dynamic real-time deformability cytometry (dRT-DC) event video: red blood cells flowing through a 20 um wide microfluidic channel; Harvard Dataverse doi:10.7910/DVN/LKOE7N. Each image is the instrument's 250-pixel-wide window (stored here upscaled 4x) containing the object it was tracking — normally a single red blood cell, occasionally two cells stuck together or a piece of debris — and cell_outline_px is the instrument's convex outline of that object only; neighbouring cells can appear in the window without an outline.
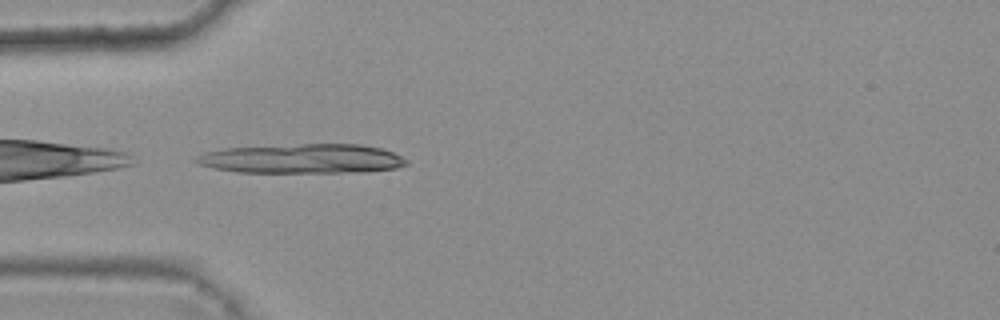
{"species": "common noctule bat (a hibernating species)", "species_latin": "Nyctalus noctula", "temperature_condition": "warm", "stored_images_in_passage": 3, "camera_frame_rate_fps": 3000, "um_per_image_px": 0.085, "animal": {"sex": "female", "body_mass_g": 25.1}, "frame": {"image": 1, "passage_image": 3, "time_ms": 0.667, "image_size_px": [1000, 320], "cell_outline_px": [[408, 164], [396, 168], [364, 172], [236, 172], [212, 168], [196, 164], [192, 160], [196, 156], [204, 152], [224, 148], [304, 144], [360, 144], [380, 148], [392, 152], [408, 160]], "centroid_in_image_um": [25.64, 13.49], "position_along_channel_um": 59.4, "area_um2": 36.18}}